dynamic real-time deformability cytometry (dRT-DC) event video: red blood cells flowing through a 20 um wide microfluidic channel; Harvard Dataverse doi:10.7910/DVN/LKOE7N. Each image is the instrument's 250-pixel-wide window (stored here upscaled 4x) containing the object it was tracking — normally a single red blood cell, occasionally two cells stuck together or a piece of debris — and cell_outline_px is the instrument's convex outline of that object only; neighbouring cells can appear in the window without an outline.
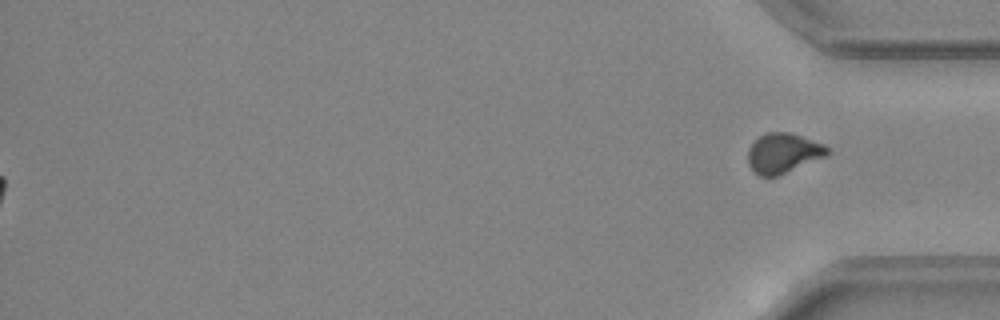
{"species": "common noctule bat (a hibernating species)", "species_latin": "Nyctalus noctula", "temperature_condition": "warm", "stored_images_in_passage": 42, "segment_of_instrument_passage": [2, 2], "camera_frame_rate_fps": 3000, "um_per_image_px": 0.085, "animal": {"sex": "female", "body_mass_g": 24.6, "forearm_length_mm": 56.2}, "frame": {"image": 1, "passage_image": 42, "time_ms": 13.667, "image_size_px": [1000, 320], "cell_outline_px": [[832, 152], [824, 156], [776, 176], [760, 176], [748, 164], [748, 148], [764, 132], [788, 132], [824, 144]], "centroid_in_image_um": [66.55, 12.99], "position_along_channel_um": 368.6, "area_um2": 18.03}}